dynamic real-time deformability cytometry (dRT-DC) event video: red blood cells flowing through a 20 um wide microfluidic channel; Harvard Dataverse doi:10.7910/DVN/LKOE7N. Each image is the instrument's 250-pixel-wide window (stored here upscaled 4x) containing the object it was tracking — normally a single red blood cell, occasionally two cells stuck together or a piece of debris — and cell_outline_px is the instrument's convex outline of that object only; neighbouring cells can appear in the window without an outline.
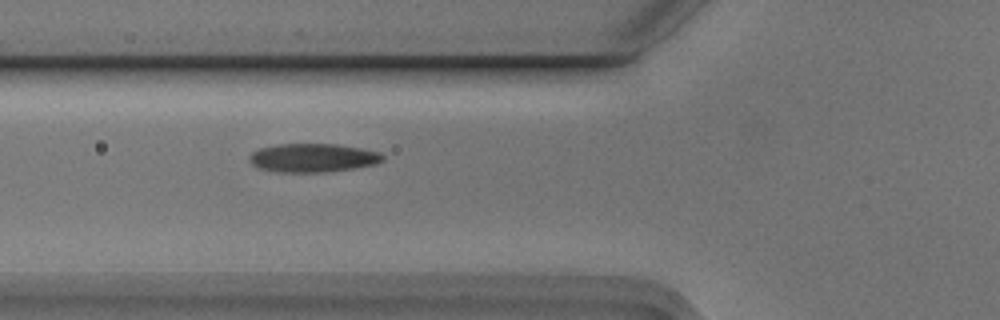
{"species": "Egyptian fruit bat (a non-hibernating species)", "species_latin": "Rousettus aegyptiacus", "temperature_condition": "cold", "stored_images_in_passage": 5, "camera_frame_rate_fps": 3000, "um_per_image_px": 0.085, "animal": {"sex": "male"}, "frame": {"image": 1, "passage_image": 5, "time_ms": 1.333, "image_size_px": [1000, 320], "cell_outline_px": [[384, 160], [376, 164], [352, 168], [324, 172], [276, 172], [256, 168], [248, 160], [248, 156], [252, 152], [260, 148], [276, 144], [336, 144], [360, 148], [380, 152], [384, 156]], "centroid_in_image_um": [26.55, 13.41], "position_along_channel_um": 99.2, "area_um2": 22.37}}